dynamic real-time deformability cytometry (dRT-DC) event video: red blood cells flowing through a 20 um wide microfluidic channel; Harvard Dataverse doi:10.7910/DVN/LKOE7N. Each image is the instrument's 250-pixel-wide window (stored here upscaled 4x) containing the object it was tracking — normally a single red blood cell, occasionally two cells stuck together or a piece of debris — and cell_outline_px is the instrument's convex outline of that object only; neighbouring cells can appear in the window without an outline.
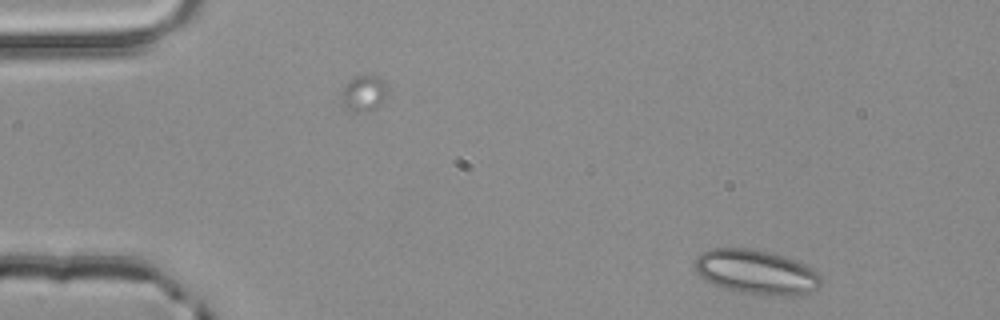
{"species": "common noctule bat (a hibernating species)", "species_latin": "Nyctalus noctula", "temperature_condition": "room temperature", "stored_images_in_passage": 5, "segment_of_instrument_passage": [2, 2], "camera_frame_rate_fps": 3000, "um_per_image_px": 0.085, "animal": {"sex": "male", "body_mass_g": 20.4}, "frame": {"image": 1, "passage_image": 5, "time_ms": 1.333, "image_size_px": [1000, 320], "cell_outline_px": [[820, 284], [816, 288], [800, 296], [772, 296], [740, 292], [724, 288], [704, 280], [696, 272], [692, 264], [696, 256], [712, 248], [748, 248], [768, 252], [804, 264], [816, 272], [820, 276]], "centroid_in_image_um": [64.22, 23.14], "position_along_channel_um": 20.8, "area_um2": 32.6}}